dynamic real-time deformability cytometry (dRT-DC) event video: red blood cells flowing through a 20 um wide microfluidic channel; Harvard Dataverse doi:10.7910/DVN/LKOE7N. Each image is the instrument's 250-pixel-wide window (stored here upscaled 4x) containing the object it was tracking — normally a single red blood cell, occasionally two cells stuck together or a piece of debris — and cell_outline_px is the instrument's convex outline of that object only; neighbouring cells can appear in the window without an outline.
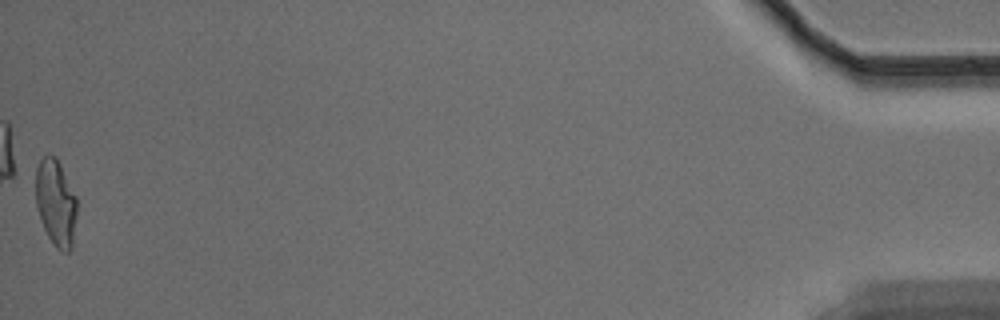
{"species": "Egyptian fruit bat (a non-hibernating species)", "species_latin": "Rousettus aegyptiacus", "temperature_condition": "warm", "stored_images_in_passage": 56, "camera_frame_rate_fps": 3000, "um_per_image_px": 0.085, "animal": {"sex": "male"}, "frame": {"image": 1, "passage_image": 56, "time_ms": 18.333, "image_size_px": [1000, 320], "cell_outline_px": [[76, 216], [72, 248], [68, 252], [60, 252], [56, 248], [48, 236], [44, 228], [36, 204], [28, 172], [48, 152], [56, 156], [76, 196]], "centroid_in_image_um": [4.64, 17.11], "position_along_channel_um": 430.6, "area_um2": 22.02}, "authors_computed_cell_mechanics": {"area_um2": 21.386, "velocity_mm_per_s": 3.5302, "shape_relaxation_time_tau1_ms": 3.7397, "shape_relaxation_time_tau2_ms": 2.2295, "deformation_change_tau1": 0.1911, "deformation_change_tau2": 0.0911}}